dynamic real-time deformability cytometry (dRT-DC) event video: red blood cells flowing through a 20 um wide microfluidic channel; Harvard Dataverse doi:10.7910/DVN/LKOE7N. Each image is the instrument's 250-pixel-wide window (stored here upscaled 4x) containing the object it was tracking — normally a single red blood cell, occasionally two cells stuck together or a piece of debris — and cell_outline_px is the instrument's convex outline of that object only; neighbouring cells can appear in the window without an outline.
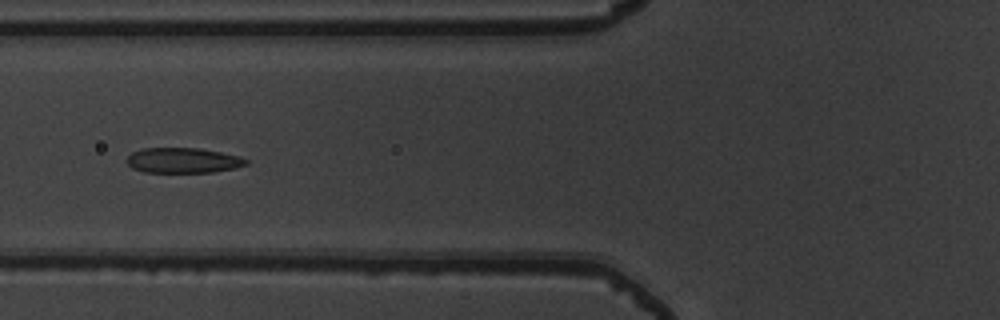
{"species": "common noctule bat (a hibernating species)", "species_latin": "Nyctalus noctula", "temperature_condition": "warm", "stored_images_in_passage": 37, "camera_frame_rate_fps": 3000, "um_per_image_px": 0.085, "animal": {"sex": "male", "body_mass_g": 19.5, "forearm_length_mm": 54.6}, "frame": {"image": 1, "passage_image": 4, "time_ms": 1.0, "image_size_px": [1000, 320], "cell_outline_px": [[248, 164], [236, 168], [212, 172], [144, 172], [132, 168], [124, 160], [132, 152], [144, 148], [196, 148], [220, 152], [240, 156], [248, 160]], "centroid_in_image_um": [15.55, 13.63], "position_along_channel_um": 110.3, "area_um2": 17.57}}
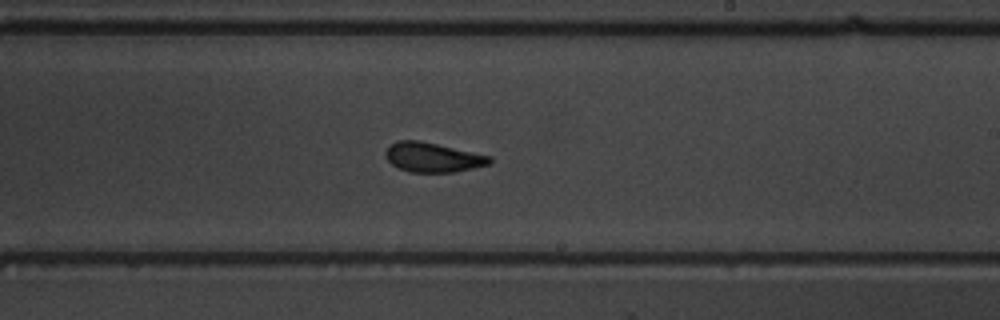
{"frame": {"image": 2, "passage_image": 15, "time_ms": 4.667, "image_size_px": [1000, 320], "cell_outline_px": [[492, 160], [488, 164], [456, 172], [408, 172], [392, 164], [384, 156], [384, 152], [392, 144], [400, 140], [416, 140], [436, 144], [488, 156]], "centroid_in_image_um": [36.73, 13.38], "position_along_channel_um": 252.3, "area_um2": 17.46}}
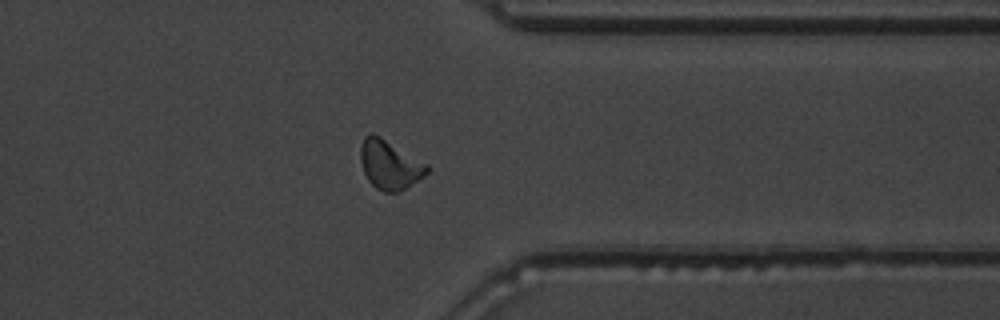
{"frame": {"image": 3, "passage_image": 25, "time_ms": 8.0, "image_size_px": [1000, 320], "cell_outline_px": [[428, 172], [424, 176], [400, 192], [384, 192], [376, 188], [368, 180], [364, 172], [360, 160], [360, 148], [364, 136], [372, 132], [380, 136], [428, 164]], "centroid_in_image_um": [33.11, 14.0], "position_along_channel_um": 378.3, "area_um2": 19.02}}